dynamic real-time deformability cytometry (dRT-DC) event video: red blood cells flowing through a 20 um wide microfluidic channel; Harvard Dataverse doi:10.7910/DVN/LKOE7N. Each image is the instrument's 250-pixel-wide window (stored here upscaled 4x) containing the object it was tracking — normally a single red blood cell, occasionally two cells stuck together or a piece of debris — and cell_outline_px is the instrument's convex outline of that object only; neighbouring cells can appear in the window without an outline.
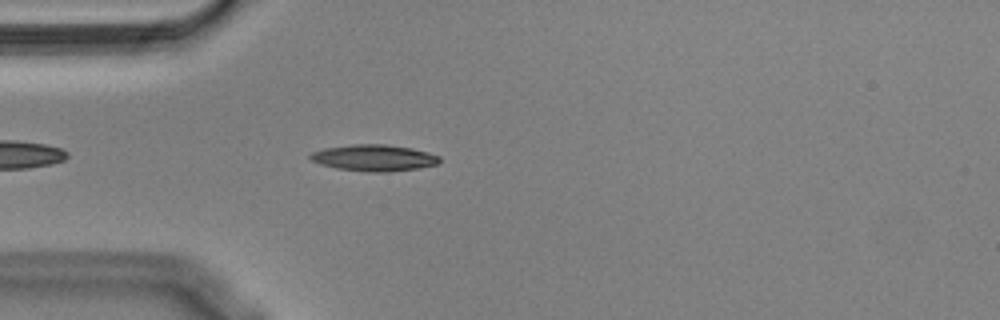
{"species": "Egyptian fruit bat (a non-hibernating species)", "species_latin": "Rousettus aegyptiacus", "temperature_condition": "cold", "stored_images_in_passage": 16, "camera_frame_rate_fps": 3000, "um_per_image_px": 0.085, "animal": {"sex": "male"}, "frame": {"image": 1, "passage_image": 5, "time_ms": 1.333, "image_size_px": [1000, 320], "cell_outline_px": [[440, 160], [436, 164], [416, 168], [388, 172], [368, 172], [336, 168], [320, 164], [312, 160], [308, 156], [312, 152], [324, 148], [352, 144], [384, 144], [412, 148], [428, 152], [440, 156]], "centroid_in_image_um": [31.77, 13.41], "position_along_channel_um": 53.2, "area_um2": 19.83}}
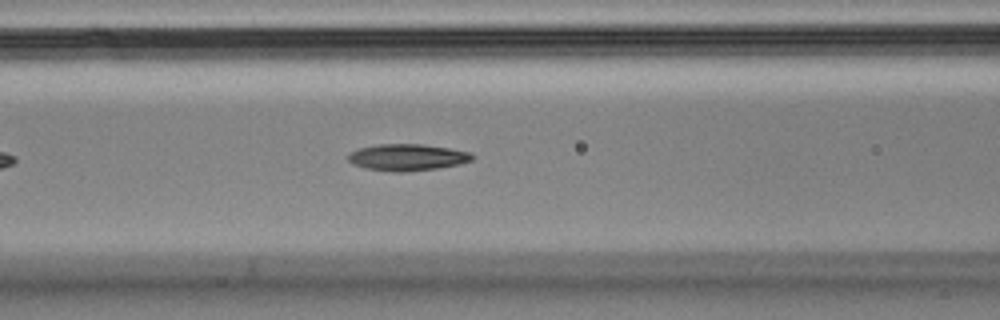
{"frame": {"image": 2, "passage_image": 12, "time_ms": 3.667, "image_size_px": [1000, 320], "cell_outline_px": [[472, 160], [460, 164], [436, 168], [404, 172], [396, 172], [368, 168], [352, 164], [348, 160], [348, 156], [352, 152], [360, 148], [376, 144], [420, 144], [448, 148], [472, 152]], "centroid_in_image_um": [34.63, 13.37], "position_along_channel_um": 132.0, "area_um2": 19.02}}
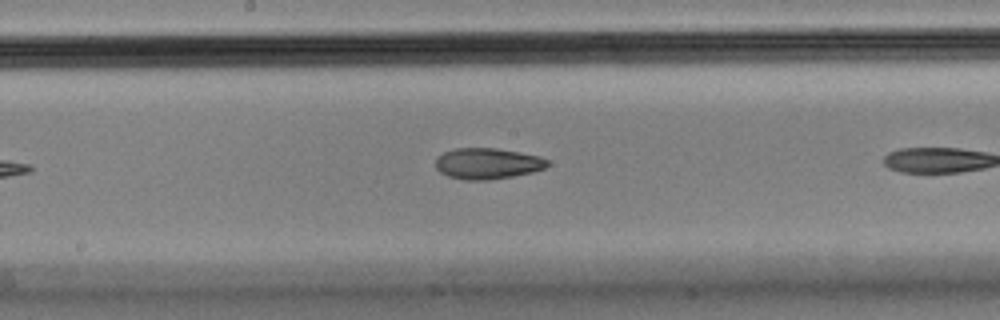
{"frame": {"image": 3, "passage_image": 15, "time_ms": 4.667, "image_size_px": [1000, 320], "cell_outline_px": [[548, 164], [544, 168], [532, 172], [512, 176], [488, 180], [464, 180], [448, 176], [440, 172], [436, 168], [436, 156], [444, 152], [456, 148], [496, 148], [520, 152], [540, 156], [548, 160]], "centroid_in_image_um": [41.41, 13.89], "position_along_channel_um": 206.8, "area_um2": 20.23}}